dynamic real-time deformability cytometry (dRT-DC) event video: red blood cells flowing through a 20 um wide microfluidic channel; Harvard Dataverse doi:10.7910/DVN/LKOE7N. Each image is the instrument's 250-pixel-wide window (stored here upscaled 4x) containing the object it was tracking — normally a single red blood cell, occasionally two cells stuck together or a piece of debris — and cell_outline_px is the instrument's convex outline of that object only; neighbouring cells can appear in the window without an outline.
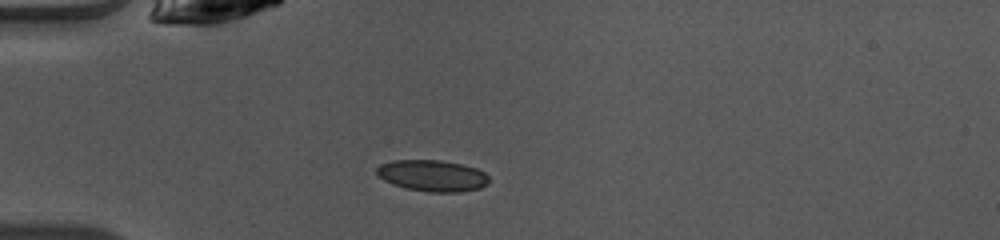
{"species": "common noctule bat (a hibernating species)", "species_latin": "Nyctalus noctula", "temperature_condition": "warm", "stored_images_in_passage": 36, "camera_frame_rate_fps": 3000, "um_per_image_px": 0.085, "animal": {"sex": "female", "body_mass_g": 10.0, "forearm_length_mm": 53.1}, "frame": {"image": 1, "passage_image": 1, "time_ms": 0.0, "image_size_px": [1000, 240], "cell_outline_px": [[488, 184], [480, 188], [460, 192], [428, 192], [404, 188], [392, 184], [384, 180], [376, 172], [376, 168], [380, 164], [392, 160], [440, 160], [460, 164], [476, 168], [484, 172], [488, 176]], "centroid_in_image_um": [36.74, 14.93], "position_along_channel_um": 48.3, "area_um2": 20.58}}
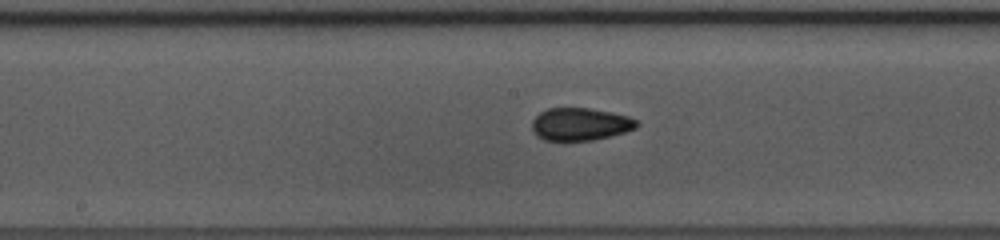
{"frame": {"image": 2, "passage_image": 13, "time_ms": 4.0, "image_size_px": [1000, 240], "cell_outline_px": [[640, 124], [636, 128], [624, 132], [592, 140], [544, 140], [536, 136], [532, 132], [532, 120], [540, 112], [548, 108], [588, 108], [612, 112], [628, 116], [636, 120]], "centroid_in_image_um": [49.3, 10.55], "position_along_channel_um": 198.9, "area_um2": 19.88}}
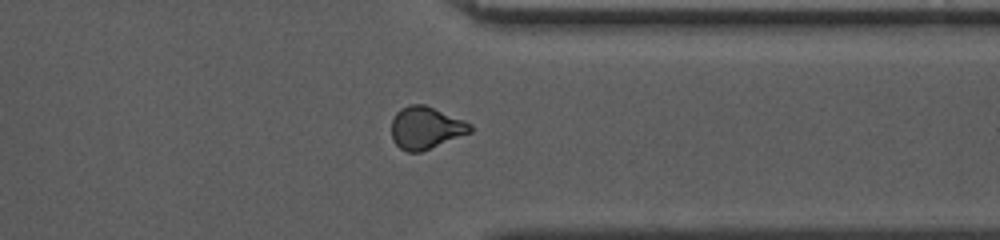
{"frame": {"image": 3, "passage_image": 26, "time_ms": 8.333, "image_size_px": [1000, 240], "cell_outline_px": [[472, 132], [420, 152], [408, 152], [400, 148], [392, 140], [392, 120], [396, 112], [400, 108], [408, 104], [424, 104], [464, 120], [472, 124]], "centroid_in_image_um": [36.18, 10.86], "position_along_channel_um": 375.2, "area_um2": 19.42}, "authors_computed_cell_mechanics": {"area_um2": 19.7965, "velocity_mm_per_s": 4.0999, "shape_relaxation_time_tau1_ms": 5.2752, "shape_relaxation_time_tau2_ms": 1.6495, "deformation_change_tau1": 0.1352, "deformation_change_tau2": 0.0568}}